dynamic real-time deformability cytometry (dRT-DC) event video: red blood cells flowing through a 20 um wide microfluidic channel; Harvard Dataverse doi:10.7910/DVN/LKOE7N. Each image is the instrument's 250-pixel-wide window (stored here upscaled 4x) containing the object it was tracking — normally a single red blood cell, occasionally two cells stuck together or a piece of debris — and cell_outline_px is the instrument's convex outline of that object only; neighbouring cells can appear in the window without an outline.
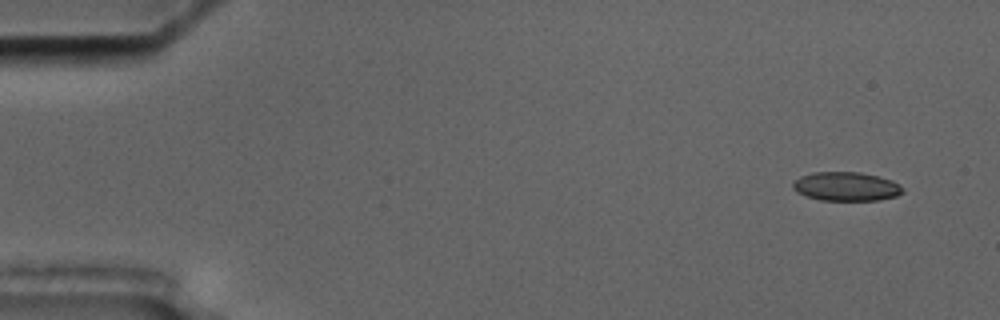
{"species": "common noctule bat (a hibernating species)", "species_latin": "Nyctalus noctula", "temperature_condition": "cold", "stored_images_in_passage": 5, "camera_frame_rate_fps": 3000, "um_per_image_px": 0.085, "animal": {"sex": "male", "body_mass_g": 17.5, "forearm_length_mm": 52.3}, "frame": {"image": 1, "passage_image": 2, "time_ms": 1.0, "image_size_px": [1000, 320], "cell_outline_px": [[904, 192], [896, 196], [880, 200], [820, 200], [804, 196], [796, 192], [792, 188], [792, 184], [800, 176], [812, 172], [860, 172], [892, 180], [900, 184], [904, 188]], "centroid_in_image_um": [71.92, 15.85], "position_along_channel_um": 13.1, "area_um2": 18.67}}
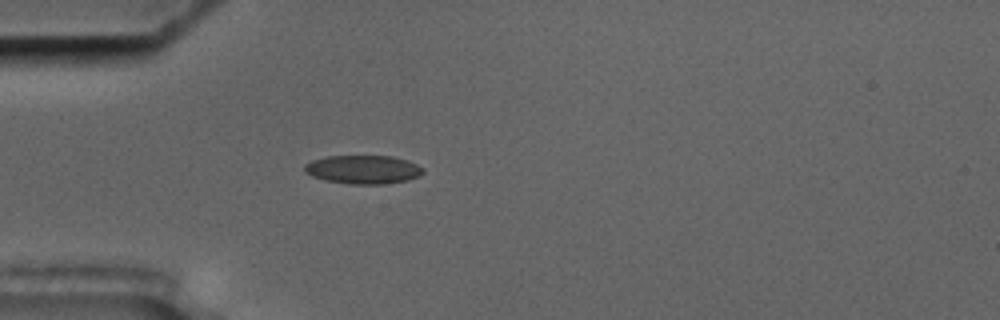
{"frame": {"image": 2, "passage_image": 5, "time_ms": 5.333, "image_size_px": [1000, 320], "cell_outline_px": [[424, 172], [420, 176], [408, 180], [384, 184], [348, 184], [324, 180], [312, 176], [304, 172], [304, 164], [312, 160], [328, 156], [392, 156], [408, 160], [424, 168]], "centroid_in_image_um": [30.87, 14.41], "position_along_channel_um": 54.1, "area_um2": 19.94}}